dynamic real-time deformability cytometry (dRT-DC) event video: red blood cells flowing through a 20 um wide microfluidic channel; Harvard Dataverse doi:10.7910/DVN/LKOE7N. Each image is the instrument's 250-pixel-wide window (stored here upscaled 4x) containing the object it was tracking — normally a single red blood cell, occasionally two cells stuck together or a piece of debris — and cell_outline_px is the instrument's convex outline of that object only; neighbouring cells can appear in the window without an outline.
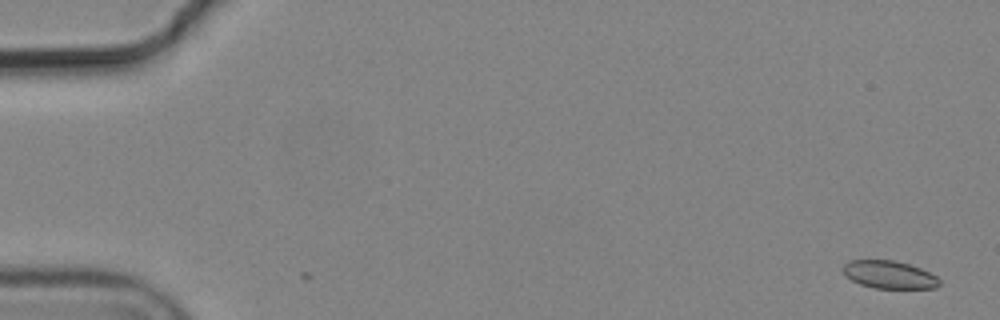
{"species": "common noctule bat (a hibernating species)", "species_latin": "Nyctalus noctula", "temperature_condition": "cold", "stored_images_in_passage": 9, "camera_frame_rate_fps": 3000, "um_per_image_px": 0.085, "animal": {"sex": "male", "body_mass_g": 19.2, "forearm_length_mm": 51.8}, "frame": {"image": 1, "passage_image": 1, "time_ms": 0.0, "image_size_px": [1000, 320], "cell_outline_px": [[940, 284], [936, 288], [876, 288], [860, 284], [852, 280], [840, 268], [848, 260], [892, 260], [908, 264], [920, 268], [936, 276], [940, 280]], "centroid_in_image_um": [75.57, 23.34], "position_along_channel_um": 9.4, "area_um2": 15.49}}
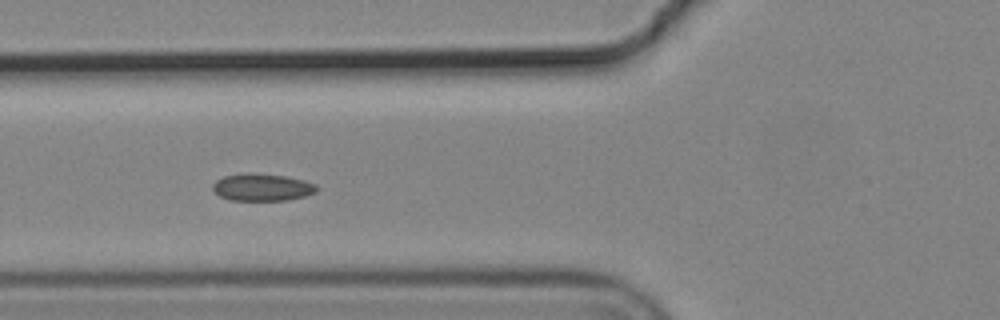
{"frame": {"image": 2, "passage_image": 6, "time_ms": 1.667, "image_size_px": [1000, 320], "cell_outline_px": [[316, 192], [304, 196], [288, 200], [228, 200], [220, 196], [212, 188], [212, 184], [216, 180], [224, 176], [244, 172], [252, 172], [284, 176], [304, 180], [316, 184]], "centroid_in_image_um": [22.25, 15.9], "position_along_channel_um": 103.5, "area_um2": 16.59}}
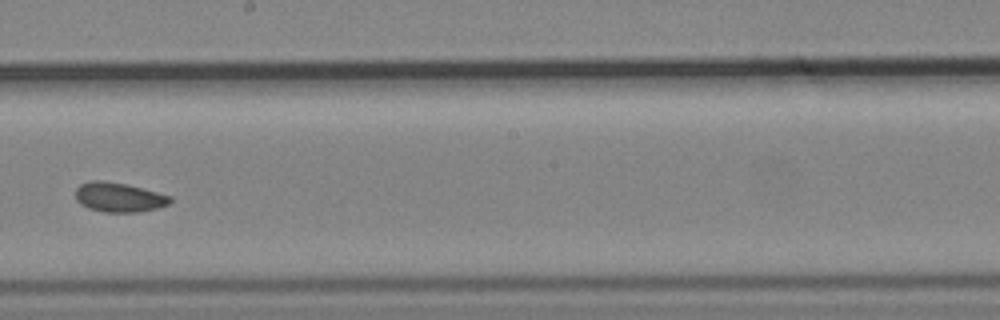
{"frame": {"image": 3, "passage_image": 9, "time_ms": 2.667, "image_size_px": [1000, 320], "cell_outline_px": [[172, 200], [168, 204], [156, 208], [136, 212], [104, 212], [88, 208], [80, 204], [76, 200], [76, 188], [80, 184], [92, 180], [104, 180], [124, 184], [172, 196]], "centroid_in_image_um": [10.07, 16.77], "position_along_channel_um": 238.1, "area_um2": 16.13}}